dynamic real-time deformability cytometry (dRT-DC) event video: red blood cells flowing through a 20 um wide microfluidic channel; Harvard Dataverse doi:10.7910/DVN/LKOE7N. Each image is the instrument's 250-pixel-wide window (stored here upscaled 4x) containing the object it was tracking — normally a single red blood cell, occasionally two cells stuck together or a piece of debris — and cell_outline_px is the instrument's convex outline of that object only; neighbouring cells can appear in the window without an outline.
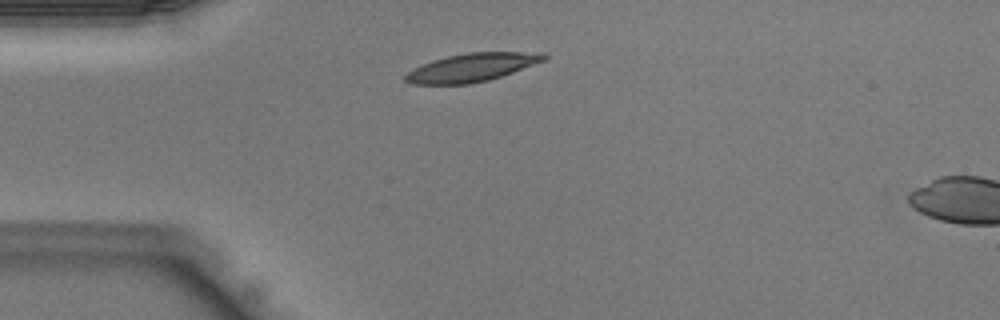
{"species": "Egyptian fruit bat (a non-hibernating species)", "species_latin": "Rousettus aegyptiacus", "temperature_condition": "warm", "stored_images_in_passage": 33, "camera_frame_rate_fps": 3000, "um_per_image_px": 0.085, "animal": {"sex": "male"}, "frame": {"image": 1, "passage_image": 1, "time_ms": 0.0, "image_size_px": [1000, 320], "cell_outline_px": [[548, 56], [544, 60], [512, 72], [488, 80], [468, 84], [412, 84], [404, 80], [404, 76], [412, 68], [432, 60], [448, 56], [468, 52], [544, 52]], "centroid_in_image_um": [40.07, 5.73], "position_along_channel_um": 44.9, "area_um2": 22.66}}
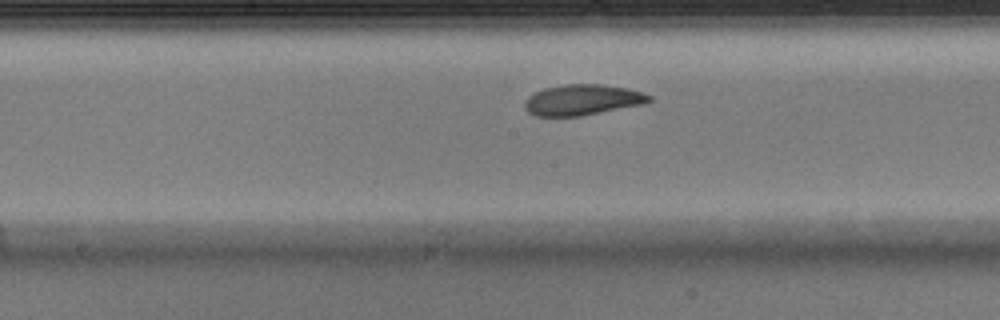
{"frame": {"image": 2, "passage_image": 12, "time_ms": 3.667, "image_size_px": [1000, 320], "cell_outline_px": [[652, 100], [644, 104], [580, 116], [536, 116], [528, 112], [524, 108], [524, 100], [528, 96], [544, 88], [564, 84], [600, 84], [628, 88], [644, 92], [652, 96]], "centroid_in_image_um": [49.51, 8.48], "position_along_channel_um": 198.7, "area_um2": 22.43}}
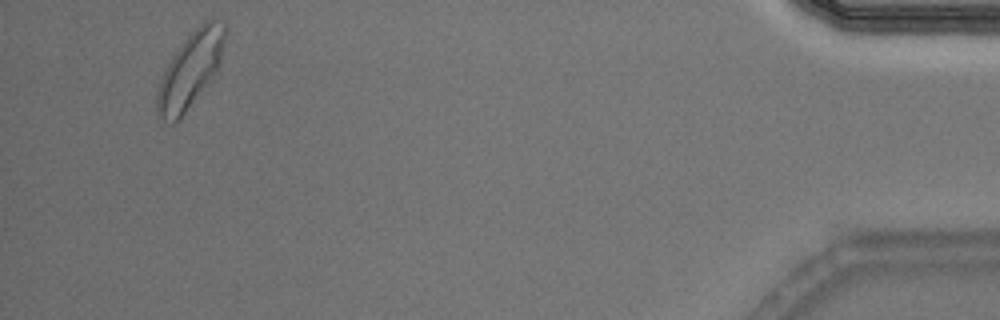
{"frame": {"image": 3, "passage_image": 31, "time_ms": 10.0, "image_size_px": [1000, 320], "cell_outline_px": [[228, 32], [220, 64], [216, 72], [184, 112], [172, 124], [168, 124], [156, 116], [156, 92], [160, 80], [172, 56], [184, 40], [208, 16], [228, 24]], "centroid_in_image_um": [16.21, 5.87], "position_along_channel_um": 419.0, "area_um2": 29.94}}